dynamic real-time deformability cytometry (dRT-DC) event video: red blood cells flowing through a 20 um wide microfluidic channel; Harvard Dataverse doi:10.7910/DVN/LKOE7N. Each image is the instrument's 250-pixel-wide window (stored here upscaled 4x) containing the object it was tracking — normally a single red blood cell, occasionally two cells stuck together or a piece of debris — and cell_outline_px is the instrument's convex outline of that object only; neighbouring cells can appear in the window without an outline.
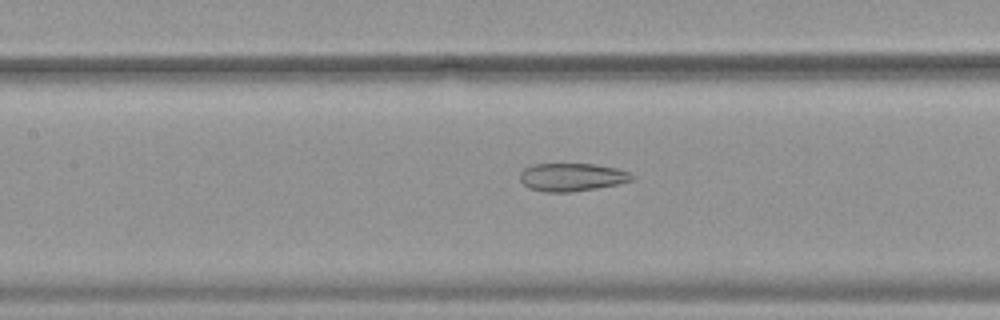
{"species": "common noctule bat (a hibernating species)", "species_latin": "Nyctalus noctula", "temperature_condition": "warm", "stored_images_in_passage": 53, "camera_frame_rate_fps": 3000, "um_per_image_px": 0.085, "animal": {"sex": "female", "body_mass_g": 19.9}, "frame": {"image": 1, "passage_image": 25, "time_ms": 8.0, "image_size_px": [1000, 320], "cell_outline_px": [[636, 180], [620, 184], [572, 192], [544, 192], [528, 188], [520, 180], [520, 172], [524, 168], [532, 164], [592, 164], [616, 168], [628, 172], [636, 176]], "centroid_in_image_um": [48.63, 15.06], "position_along_channel_um": 158.8, "area_um2": 18.5}}
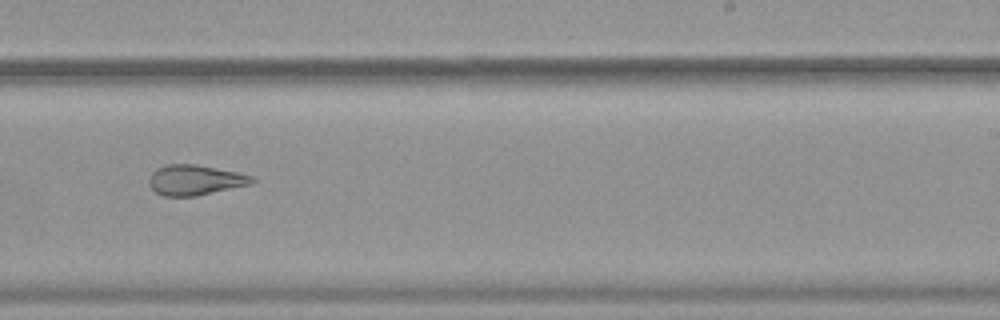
{"frame": {"image": 2, "passage_image": 34, "time_ms": 11.0, "image_size_px": [1000, 320], "cell_outline_px": [[256, 180], [252, 184], [196, 196], [164, 196], [156, 192], [148, 184], [148, 180], [152, 172], [156, 168], [164, 164], [196, 164], [236, 172], [252, 176]], "centroid_in_image_um": [16.56, 15.3], "position_along_channel_um": 272.4, "area_um2": 18.21}}
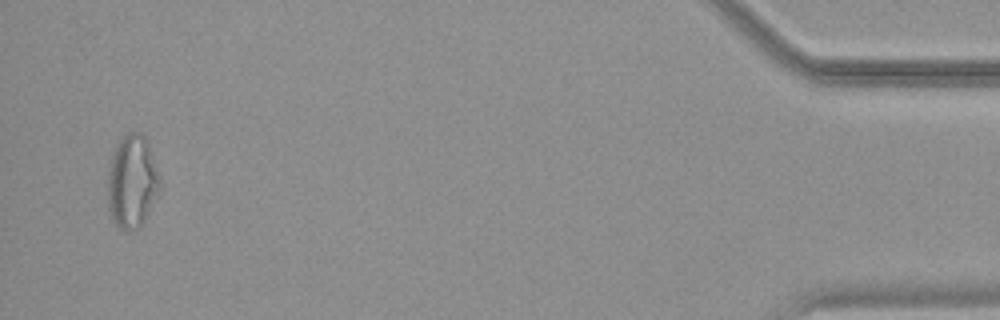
{"frame": {"image": 3, "passage_image": 52, "time_ms": 17.0, "image_size_px": [1000, 320], "cell_outline_px": [[160, 192], [144, 224], [140, 228], [128, 232], [124, 232], [112, 220], [108, 208], [108, 168], [112, 152], [120, 140], [128, 132], [140, 132], [148, 140], [160, 176]], "centroid_in_image_um": [11.25, 15.48], "position_along_channel_um": 424.0, "area_um2": 29.07}, "authors_computed_cell_mechanics": {"area_um2": 24.2182, "velocity_mm_per_s": 3.8073, "shape_relaxation_time_tau1_ms": null, "shape_relaxation_time_tau2_ms": 2.0253, "deformation_change_tau1": null, "deformation_change_tau2": 0.1091}}